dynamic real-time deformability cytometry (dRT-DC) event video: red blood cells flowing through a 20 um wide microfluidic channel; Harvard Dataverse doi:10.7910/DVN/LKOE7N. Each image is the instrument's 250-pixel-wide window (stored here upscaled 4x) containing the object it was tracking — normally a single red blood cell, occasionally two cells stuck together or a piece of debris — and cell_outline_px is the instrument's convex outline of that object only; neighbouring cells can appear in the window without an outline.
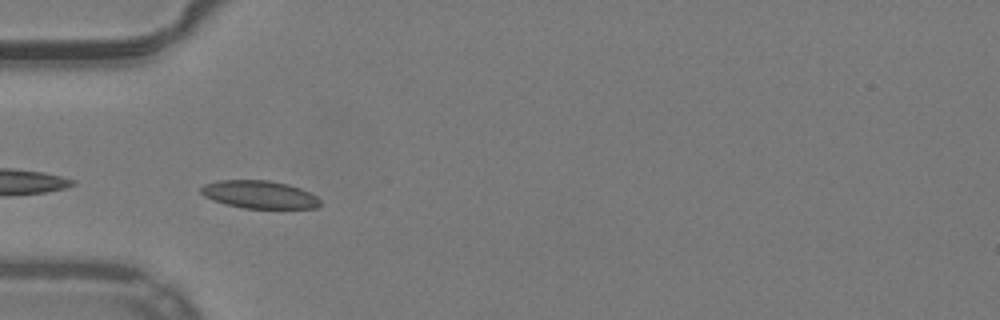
{"species": "common noctule bat (a hibernating species)", "species_latin": "Nyctalus noctula", "temperature_condition": "warm", "stored_images_in_passage": 22, "camera_frame_rate_fps": 3000, "um_per_image_px": 0.085, "animal": {"sex": "male", "body_mass_g": 19.2, "forearm_length_mm": 51.8}, "frame": {"image": 1, "passage_image": 1, "time_ms": 0.0, "image_size_px": [1000, 320], "cell_outline_px": [[320, 204], [316, 208], [244, 208], [224, 204], [212, 200], [204, 196], [200, 192], [200, 188], [204, 184], [220, 180], [268, 180], [288, 184], [300, 188], [316, 196], [320, 200]], "centroid_in_image_um": [22.01, 16.53], "position_along_channel_um": 63.0, "area_um2": 19.31}}
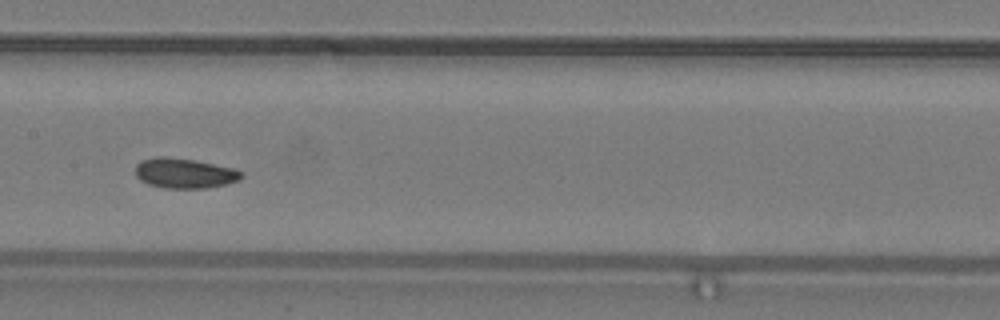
{"frame": {"image": 2, "passage_image": 11, "time_ms": 3.333, "image_size_px": [1000, 320], "cell_outline_px": [[244, 176], [240, 180], [208, 188], [164, 188], [148, 184], [140, 180], [136, 176], [136, 164], [140, 160], [156, 156], [164, 156], [192, 160], [232, 168], [240, 172]], "centroid_in_image_um": [15.63, 14.73], "position_along_channel_um": 191.8, "area_um2": 18.44}}
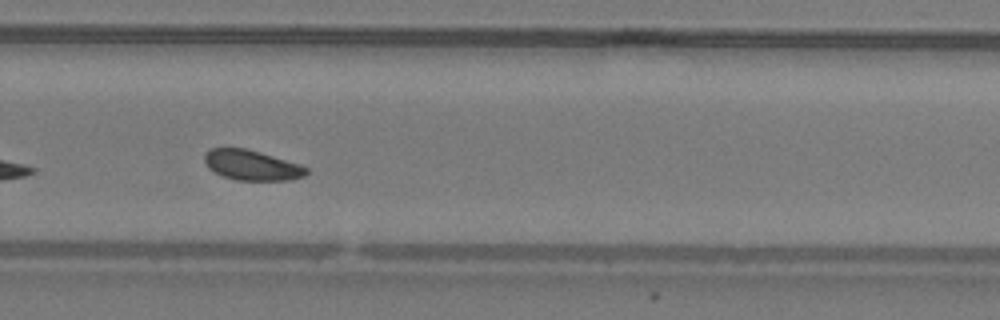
{"frame": {"image": 3, "passage_image": 20, "time_ms": 6.333, "image_size_px": [1000, 320], "cell_outline_px": [[308, 172], [304, 176], [292, 180], [236, 180], [224, 176], [208, 168], [204, 160], [204, 152], [208, 148], [244, 148], [260, 152], [300, 164], [308, 168]], "centroid_in_image_um": [21.39, 14.03], "position_along_channel_um": 308.4, "area_um2": 17.92}}